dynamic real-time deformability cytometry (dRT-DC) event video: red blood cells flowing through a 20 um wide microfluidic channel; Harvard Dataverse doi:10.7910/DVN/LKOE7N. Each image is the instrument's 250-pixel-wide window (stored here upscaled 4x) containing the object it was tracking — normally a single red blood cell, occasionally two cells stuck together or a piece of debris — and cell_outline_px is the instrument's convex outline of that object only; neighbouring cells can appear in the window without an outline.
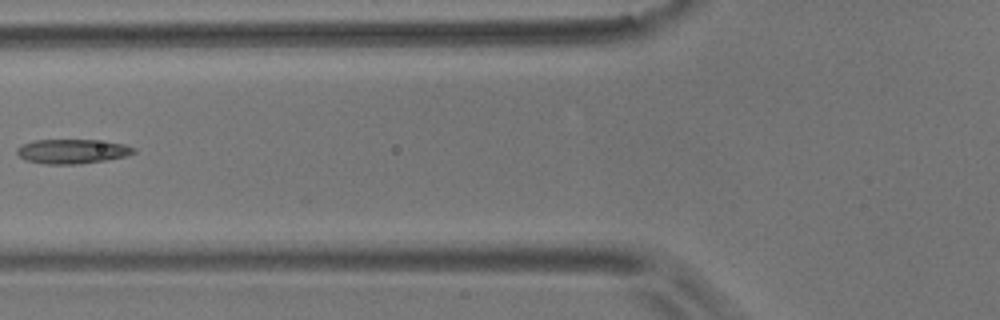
{"species": "common noctule bat (a hibernating species)", "species_latin": "Nyctalus noctula", "temperature_condition": "room temperature", "stored_images_in_passage": 3, "camera_frame_rate_fps": 3000, "um_per_image_px": 0.085, "animal": {"sex": "male", "body_mass_g": 17.9}, "frame": {"image": 1, "passage_image": 2, "time_ms": 0.333, "image_size_px": [1000, 320], "cell_outline_px": [[136, 152], [124, 156], [104, 160], [80, 164], [48, 164], [24, 160], [16, 152], [16, 148], [32, 140], [96, 140], [124, 144], [136, 148]], "centroid_in_image_um": [6.12, 12.86], "position_along_channel_um": 119.7, "area_um2": 16.53}}
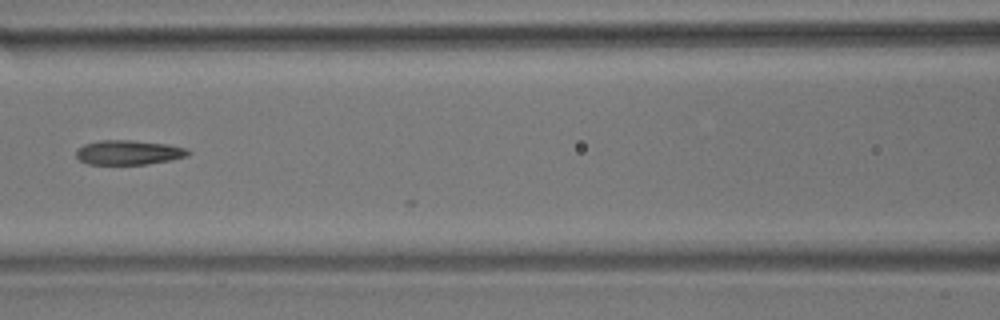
{"frame": {"image": 2, "passage_image": 3, "time_ms": 0.667, "image_size_px": [1000, 320], "cell_outline_px": [[192, 152], [188, 156], [172, 160], [148, 164], [88, 164], [80, 160], [76, 156], [76, 148], [84, 144], [100, 140], [132, 140], [168, 144], [188, 148]], "centroid_in_image_um": [10.97, 12.95], "position_along_channel_um": 155.6, "area_um2": 16.24}}